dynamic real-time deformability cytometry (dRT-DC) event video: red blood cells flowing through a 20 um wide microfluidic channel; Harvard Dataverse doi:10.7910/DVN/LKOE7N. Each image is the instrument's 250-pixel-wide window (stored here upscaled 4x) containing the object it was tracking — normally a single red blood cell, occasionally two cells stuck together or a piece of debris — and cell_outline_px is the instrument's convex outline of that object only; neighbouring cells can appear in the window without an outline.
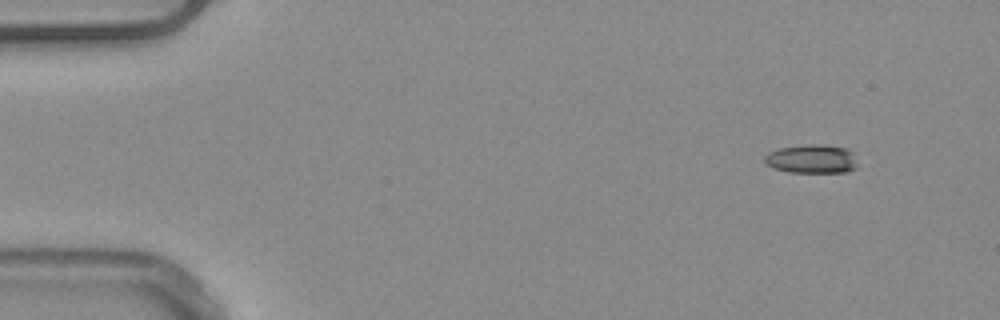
{"species": "common noctule bat (a hibernating species)", "species_latin": "Nyctalus noctula", "temperature_condition": "warm", "stored_images_in_passage": 49, "camera_frame_rate_fps": 3000, "um_per_image_px": 0.085, "animal": {"sex": "male", "body_mass_g": 20.4}, "frame": {"image": 1, "passage_image": 2, "time_ms": 0.333, "image_size_px": [1000, 320], "cell_outline_px": [[856, 168], [848, 172], [788, 172], [772, 168], [764, 164], [764, 156], [768, 152], [780, 148], [812, 144], [824, 144], [848, 148], [852, 152], [856, 164]], "centroid_in_image_um": [68.97, 13.51], "position_along_channel_um": 16.0, "area_um2": 15.72}}
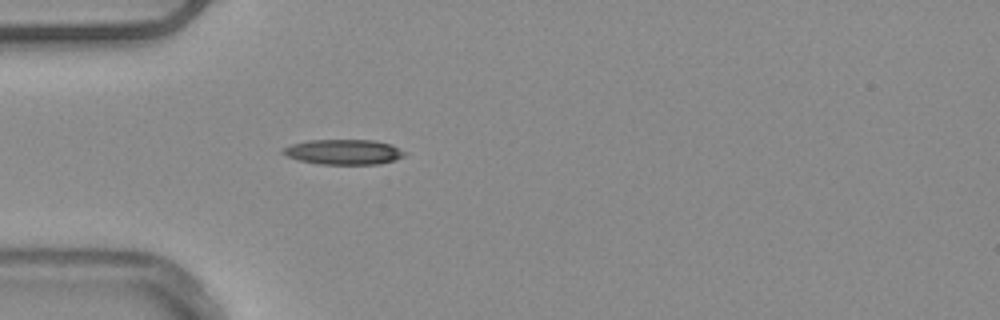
{"frame": {"image": 2, "passage_image": 13, "time_ms": 4.0, "image_size_px": [1000, 320], "cell_outline_px": [[408, 152], [404, 156], [396, 160], [380, 164], [320, 164], [300, 160], [288, 156], [280, 152], [284, 148], [292, 144], [308, 140], [372, 140], [392, 144]], "centroid_in_image_um": [29.27, 12.91], "position_along_channel_um": 55.7, "area_um2": 17.86}}
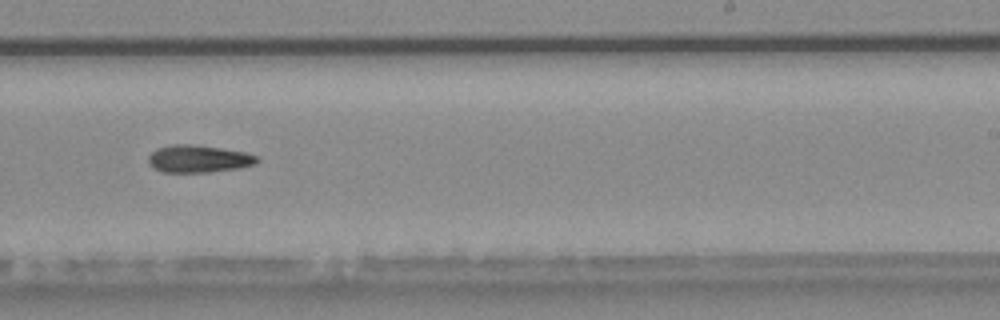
{"frame": {"image": 3, "passage_image": 30, "time_ms": 9.667, "image_size_px": [1000, 320], "cell_outline_px": [[260, 160], [256, 164], [240, 168], [212, 172], [160, 172], [152, 168], [148, 164], [148, 156], [156, 148], [172, 144], [192, 144], [220, 148], [244, 152], [260, 156]], "centroid_in_image_um": [16.87, 13.5], "position_along_channel_um": 272.1, "area_um2": 17.69}}